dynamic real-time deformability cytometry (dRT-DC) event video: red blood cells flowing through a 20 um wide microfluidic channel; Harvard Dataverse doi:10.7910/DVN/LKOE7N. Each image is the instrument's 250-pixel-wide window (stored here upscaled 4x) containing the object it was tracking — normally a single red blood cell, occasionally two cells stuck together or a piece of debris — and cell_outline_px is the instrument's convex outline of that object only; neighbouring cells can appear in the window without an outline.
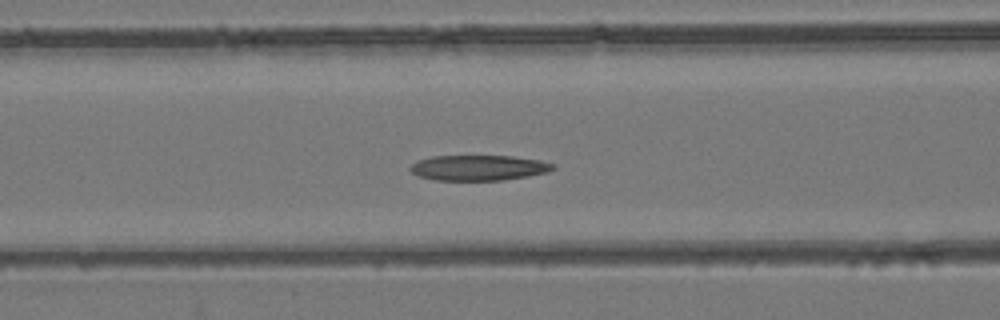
{"species": "common noctule bat (a hibernating species)", "species_latin": "Nyctalus noctula", "temperature_condition": "room temperature", "stored_images_in_passage": 39, "camera_frame_rate_fps": 3000, "um_per_image_px": 0.085, "animal": {"sex": "female", "body_mass_g": 24.6, "forearm_length_mm": 56.2}, "frame": {"image": 1, "passage_image": 8, "time_ms": 2.333, "image_size_px": [1000, 320], "cell_outline_px": [[556, 168], [548, 172], [528, 176], [504, 180], [436, 180], [416, 176], [408, 168], [412, 164], [420, 160], [432, 156], [512, 156], [540, 160], [556, 164]], "centroid_in_image_um": [40.71, 14.26], "position_along_channel_um": 125.9, "area_um2": 21.21}}
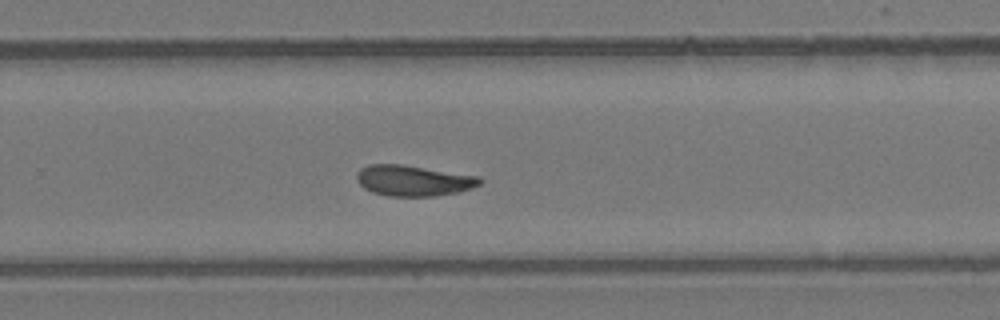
{"frame": {"image": 2, "passage_image": 21, "time_ms": 6.667, "image_size_px": [1000, 320], "cell_outline_px": [[484, 180], [480, 184], [472, 188], [456, 192], [436, 196], [388, 196], [372, 192], [364, 188], [360, 184], [356, 176], [360, 168], [368, 164], [404, 164], [480, 176]], "centroid_in_image_um": [35.16, 15.34], "position_along_channel_um": 294.6, "area_um2": 22.25}}
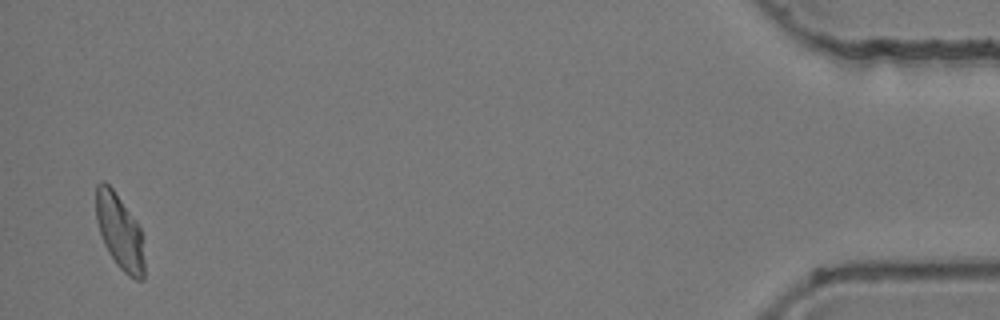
{"frame": {"image": 3, "passage_image": 38, "time_ms": 12.333, "image_size_px": [1000, 320], "cell_outline_px": [[144, 280], [136, 280], [128, 276], [116, 264], [108, 252], [104, 244], [96, 220], [96, 184], [104, 180], [112, 188], [136, 220], [140, 228], [144, 260]], "centroid_in_image_um": [10.17, 19.71], "position_along_channel_um": 425.0, "area_um2": 21.1}, "authors_computed_cell_mechanics": {"area_um2": 21.7328, "velocity_mm_per_s": 3.9077, "shape_relaxation_time_tau1_ms": null, "shape_relaxation_time_tau2_ms": 6.0196, "deformation_change_tau1": null, "deformation_change_tau2": 0.133}}